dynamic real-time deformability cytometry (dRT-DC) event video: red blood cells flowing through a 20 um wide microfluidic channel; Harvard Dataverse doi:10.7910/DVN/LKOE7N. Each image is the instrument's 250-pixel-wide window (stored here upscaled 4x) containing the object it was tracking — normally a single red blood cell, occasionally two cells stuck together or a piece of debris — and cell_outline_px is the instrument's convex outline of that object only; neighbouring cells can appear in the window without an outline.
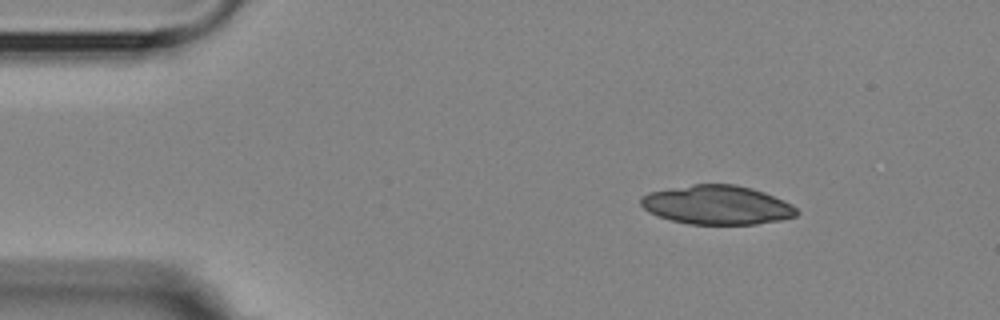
{"species": "Egyptian fruit bat (a non-hibernating species)", "species_latin": "Rousettus aegyptiacus", "temperature_condition": "room temperature", "stored_images_in_passage": 3, "camera_frame_rate_fps": 3000, "um_per_image_px": 0.085, "animal": {"sex": "female"}, "frame": {"image": 1, "passage_image": 1, "time_ms": 0.0, "image_size_px": [1000, 320], "cell_outline_px": [[800, 212], [796, 216], [780, 220], [756, 224], [688, 224], [672, 220], [648, 212], [640, 204], [640, 196], [648, 192], [668, 188], [692, 184], [736, 184], [752, 188], [764, 192], [784, 200], [792, 204]], "centroid_in_image_um": [60.95, 17.41], "position_along_channel_um": 24.1, "area_um2": 35.66}}